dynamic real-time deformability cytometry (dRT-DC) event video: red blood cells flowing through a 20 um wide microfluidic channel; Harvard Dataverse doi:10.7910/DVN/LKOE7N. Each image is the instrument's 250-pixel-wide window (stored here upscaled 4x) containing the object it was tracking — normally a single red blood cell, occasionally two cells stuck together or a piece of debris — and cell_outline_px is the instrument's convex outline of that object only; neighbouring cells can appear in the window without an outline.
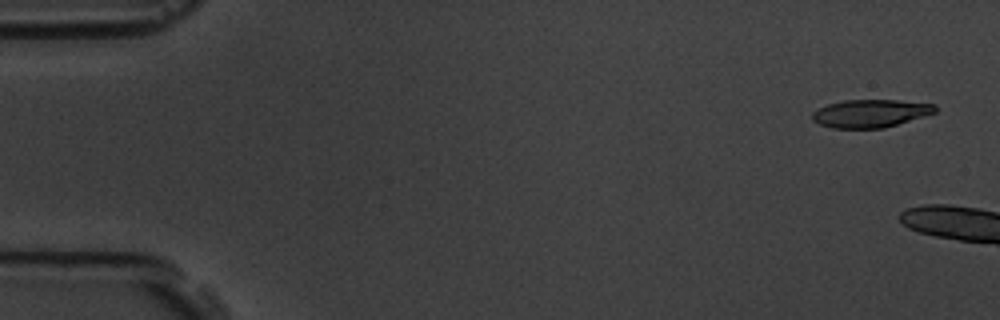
{"species": "common noctule bat (a hibernating species)", "species_latin": "Nyctalus noctula", "temperature_condition": "room temperature", "stored_images_in_passage": 6, "camera_frame_rate_fps": 3000, "um_per_image_px": 0.085, "animal": {"sex": "male", "body_mass_g": 19.5, "forearm_length_mm": 54.6}, "frame": {"image": 1, "passage_image": 1, "time_ms": 0.0, "image_size_px": [1000, 320], "cell_outline_px": [[936, 112], [884, 128], [832, 128], [820, 124], [812, 120], [812, 112], [828, 104], [844, 100], [896, 100], [936, 104]], "centroid_in_image_um": [73.98, 9.63], "position_along_channel_um": 11.0, "area_um2": 19.83}}